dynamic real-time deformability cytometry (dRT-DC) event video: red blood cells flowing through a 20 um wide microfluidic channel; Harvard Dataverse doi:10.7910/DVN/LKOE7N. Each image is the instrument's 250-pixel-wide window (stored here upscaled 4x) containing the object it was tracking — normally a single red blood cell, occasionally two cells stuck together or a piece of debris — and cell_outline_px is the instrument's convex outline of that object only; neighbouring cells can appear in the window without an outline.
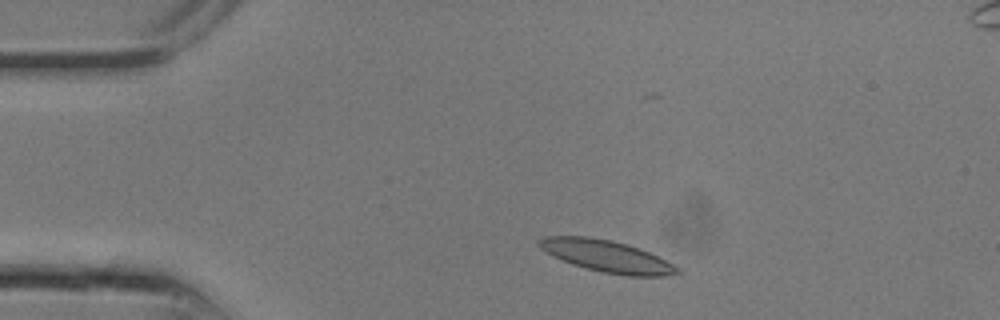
{"species": "common noctule bat (a hibernating species)", "species_latin": "Nyctalus noctula", "temperature_condition": "room temperature", "stored_images_in_passage": 7, "camera_frame_rate_fps": 3000, "um_per_image_px": 0.085, "animal": {"sex": "male", "body_mass_g": 13.3}, "frame": {"image": 1, "passage_image": 3, "time_ms": 0.667, "image_size_px": [1000, 320], "cell_outline_px": [[684, 272], [664, 276], [624, 276], [604, 272], [572, 264], [552, 256], [540, 248], [536, 244], [536, 240], [544, 236], [588, 236], [612, 240], [648, 252], [680, 268]], "centroid_in_image_um": [51.53, 21.77], "position_along_channel_um": 33.5, "area_um2": 25.49}}
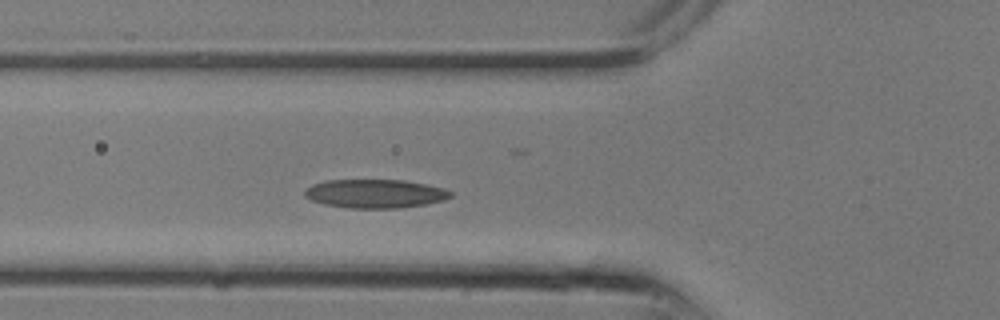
{"frame": {"image": 2, "passage_image": 7, "time_ms": 2.0, "image_size_px": [1000, 320], "cell_outline_px": [[452, 196], [444, 200], [424, 204], [396, 208], [352, 208], [324, 204], [312, 200], [304, 196], [304, 192], [312, 184], [324, 180], [404, 180], [428, 184], [444, 188], [452, 192]], "centroid_in_image_um": [31.89, 16.45], "position_along_channel_um": 93.9, "area_um2": 24.33}}